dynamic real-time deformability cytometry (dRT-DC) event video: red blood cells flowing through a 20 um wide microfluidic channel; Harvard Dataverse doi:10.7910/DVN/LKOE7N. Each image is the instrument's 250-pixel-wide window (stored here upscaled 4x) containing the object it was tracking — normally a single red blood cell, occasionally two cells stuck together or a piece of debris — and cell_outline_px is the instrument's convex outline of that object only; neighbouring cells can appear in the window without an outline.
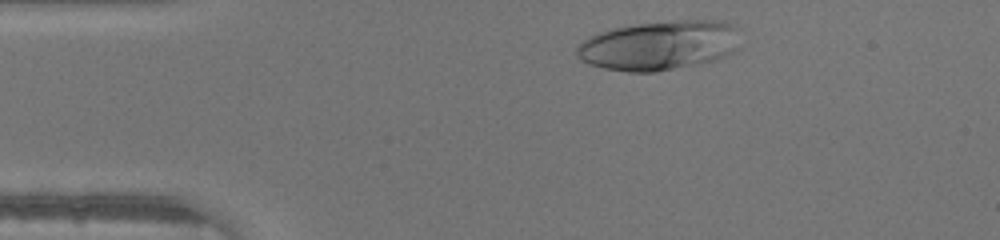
{"species": "human", "species_latin": "Homo sapiens", "temperature_condition": "warm", "stored_images_in_passage": 30, "camera_frame_rate_fps": 3000, "um_per_image_px": 0.085, "donor": {"sex": "male"}, "frame": {"image": 1, "passage_image": 2, "time_ms": 0.333, "image_size_px": [1000, 240], "cell_outline_px": [[736, 48], [732, 52], [716, 60], [700, 64], [656, 72], [628, 72], [604, 68], [588, 64], [580, 60], [576, 56], [576, 48], [588, 36], [600, 32], [632, 24], [676, 20], [724, 20], [736, 24]], "centroid_in_image_um": [56.02, 3.86], "position_along_channel_um": 29.0, "area_um2": 47.4}}
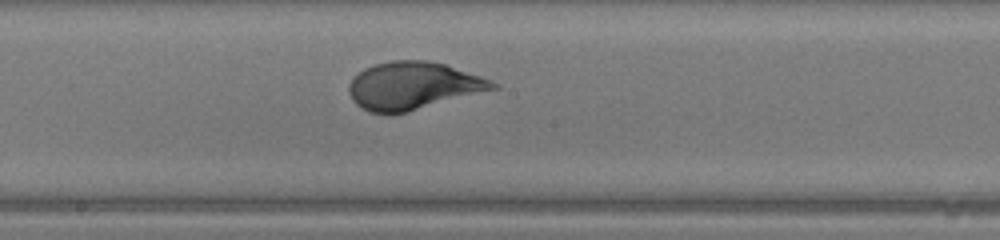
{"frame": {"image": 2, "passage_image": 18, "time_ms": 5.667, "image_size_px": [1000, 240], "cell_outline_px": [[500, 88], [404, 112], [368, 112], [360, 108], [352, 100], [348, 92], [348, 84], [364, 68], [372, 64], [392, 60], [428, 60], [444, 64], [492, 80], [500, 84]], "centroid_in_image_um": [35.11, 7.27], "position_along_channel_um": 213.1, "area_um2": 39.59}}
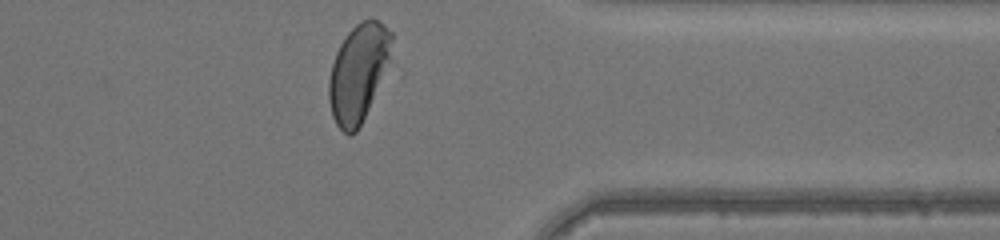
{"frame": {"image": 3, "passage_image": 30, "time_ms": 9.667, "image_size_px": [1000, 240], "cell_outline_px": [[392, 40], [388, 60], [368, 108], [356, 132], [352, 136], [348, 136], [336, 124], [332, 116], [328, 100], [328, 80], [332, 64], [336, 52], [340, 44], [348, 32], [356, 24], [364, 20], [376, 20], [384, 24], [392, 32]], "centroid_in_image_um": [30.4, 6.19], "position_along_channel_um": 381.0, "area_um2": 34.8}}